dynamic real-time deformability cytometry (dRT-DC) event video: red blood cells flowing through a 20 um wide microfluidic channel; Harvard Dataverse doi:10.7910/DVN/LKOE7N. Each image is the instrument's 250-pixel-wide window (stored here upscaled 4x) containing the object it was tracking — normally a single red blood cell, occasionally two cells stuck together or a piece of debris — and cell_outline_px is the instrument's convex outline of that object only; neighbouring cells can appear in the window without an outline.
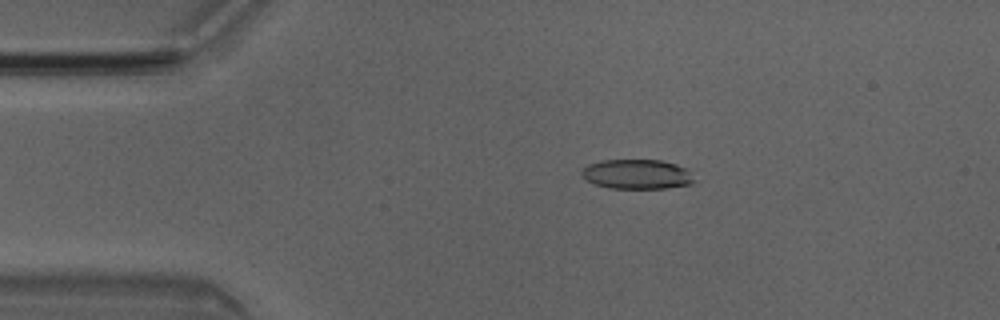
{"species": "Egyptian fruit bat (a non-hibernating species)", "species_latin": "Rousettus aegyptiacus", "temperature_condition": "room temperature", "stored_images_in_passage": 50, "camera_frame_rate_fps": 3000, "um_per_image_px": 0.085, "animal": {"sex": "male"}, "frame": {"image": 1, "passage_image": 9, "time_ms": 2.667, "image_size_px": [1000, 320], "cell_outline_px": [[696, 180], [692, 184], [668, 188], [608, 188], [584, 180], [580, 172], [588, 164], [600, 160], [660, 160], [676, 164], [688, 168]], "centroid_in_image_um": [54.16, 14.81], "position_along_channel_um": 30.8, "area_um2": 19.71}}
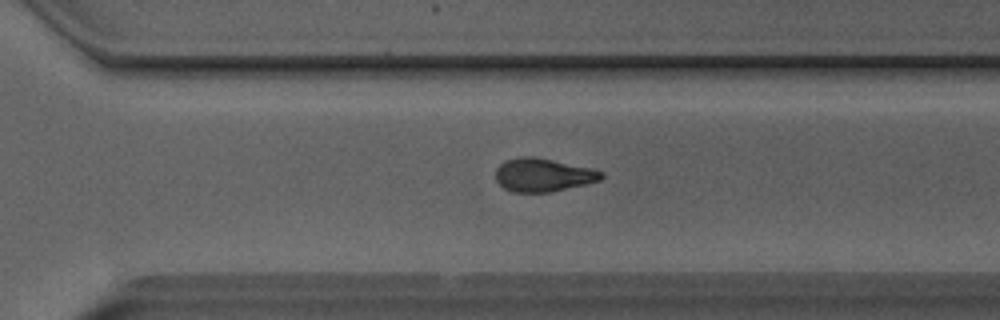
{"frame": {"image": 2, "passage_image": 34, "time_ms": 11.0, "image_size_px": [1000, 320], "cell_outline_px": [[604, 176], [600, 180], [552, 192], [512, 192], [504, 188], [496, 180], [496, 168], [504, 160], [520, 156], [532, 156], [592, 168], [604, 172]], "centroid_in_image_um": [46.14, 14.86], "position_along_channel_um": 324.5, "area_um2": 20.52}}
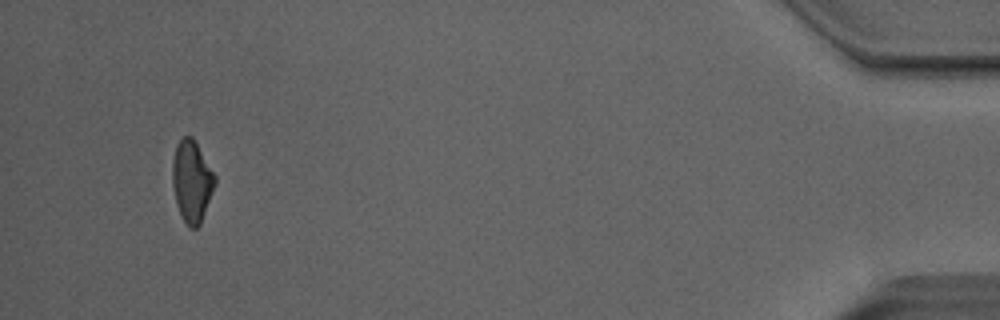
{"frame": {"image": 3, "passage_image": 47, "time_ms": 15.333, "image_size_px": [1000, 320], "cell_outline_px": [[216, 180], [200, 224], [196, 228], [188, 228], [176, 204], [172, 184], [172, 160], [176, 144], [184, 136], [192, 136], [216, 176]], "centroid_in_image_um": [16.28, 15.39], "position_along_channel_um": 418.9, "area_um2": 20.0}, "authors_computed_cell_mechanics": {"area_um2": 20.7502, "velocity_mm_per_s": 4.0629, "shape_relaxation_time_tau1_ms": 5.0611, "shape_relaxation_time_tau2_ms": 4.7792, "deformation_change_tau1": 0.1658, "deformation_change_tau2": 0.1219}}